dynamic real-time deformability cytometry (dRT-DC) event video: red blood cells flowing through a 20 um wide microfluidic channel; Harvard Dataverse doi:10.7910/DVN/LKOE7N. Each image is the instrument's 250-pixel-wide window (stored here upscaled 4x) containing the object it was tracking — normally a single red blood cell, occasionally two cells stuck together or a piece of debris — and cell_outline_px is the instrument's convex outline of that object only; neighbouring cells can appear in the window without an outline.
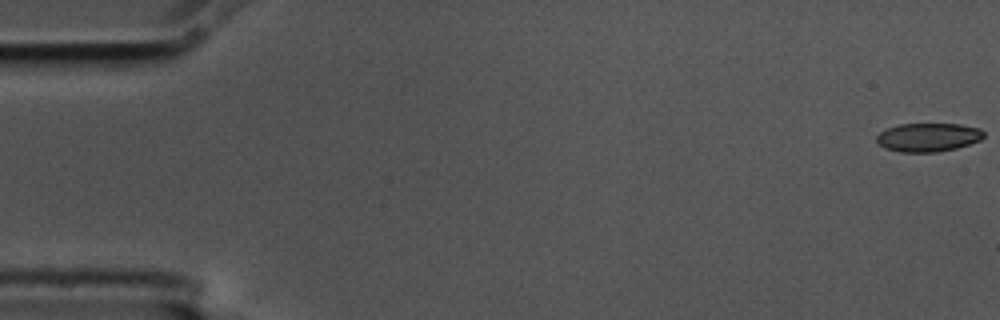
{"species": "common noctule bat (a hibernating species)", "species_latin": "Nyctalus noctula", "temperature_condition": "cold", "stored_images_in_passage": 4, "camera_frame_rate_fps": 3000, "um_per_image_px": 0.085, "animal": {"sex": "male", "body_mass_g": 17.5, "forearm_length_mm": 52.3}, "frame": {"image": 1, "passage_image": 1, "time_ms": 0.0, "image_size_px": [1000, 320], "cell_outline_px": [[984, 136], [980, 140], [956, 148], [936, 152], [900, 152], [884, 148], [876, 140], [876, 136], [880, 132], [888, 128], [900, 124], [960, 124], [980, 128], [984, 132]], "centroid_in_image_um": [78.89, 11.67], "position_along_channel_um": 6.1, "area_um2": 17.8}}